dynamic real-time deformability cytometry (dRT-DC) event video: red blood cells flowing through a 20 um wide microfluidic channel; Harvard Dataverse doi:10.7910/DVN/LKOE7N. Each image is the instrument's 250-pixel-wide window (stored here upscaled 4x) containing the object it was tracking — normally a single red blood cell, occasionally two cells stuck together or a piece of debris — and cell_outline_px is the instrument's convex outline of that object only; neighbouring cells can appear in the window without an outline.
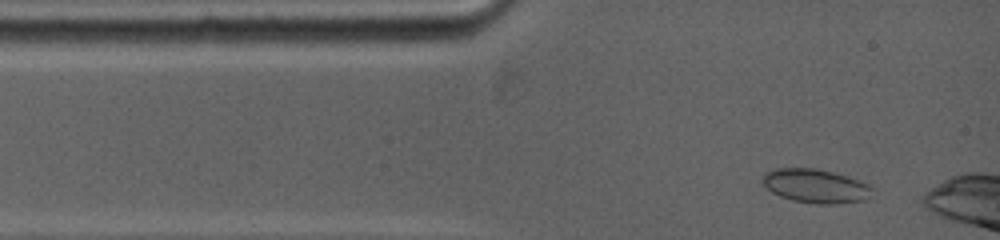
{"species": "common noctule bat (a hibernating species)", "species_latin": "Nyctalus noctula", "temperature_condition": "warm", "stored_images_in_passage": 2, "camera_frame_rate_fps": 5000, "um_per_image_px": 0.085, "animal": {"sex": "female", "body_mass_g": 19.0, "forearm_length_mm": 53.3}, "frame": {"image": 1, "passage_image": 2, "time_ms": 1.4, "image_size_px": [1000, 240], "cell_outline_px": [[872, 188], [868, 200], [836, 204], [816, 204], [792, 200], [780, 196], [772, 192], [760, 180], [764, 172], [776, 168], [816, 168], [848, 176], [860, 180], [868, 184]], "centroid_in_image_um": [69.32, 15.81], "position_along_channel_um": 15.7, "area_um2": 21.85}}